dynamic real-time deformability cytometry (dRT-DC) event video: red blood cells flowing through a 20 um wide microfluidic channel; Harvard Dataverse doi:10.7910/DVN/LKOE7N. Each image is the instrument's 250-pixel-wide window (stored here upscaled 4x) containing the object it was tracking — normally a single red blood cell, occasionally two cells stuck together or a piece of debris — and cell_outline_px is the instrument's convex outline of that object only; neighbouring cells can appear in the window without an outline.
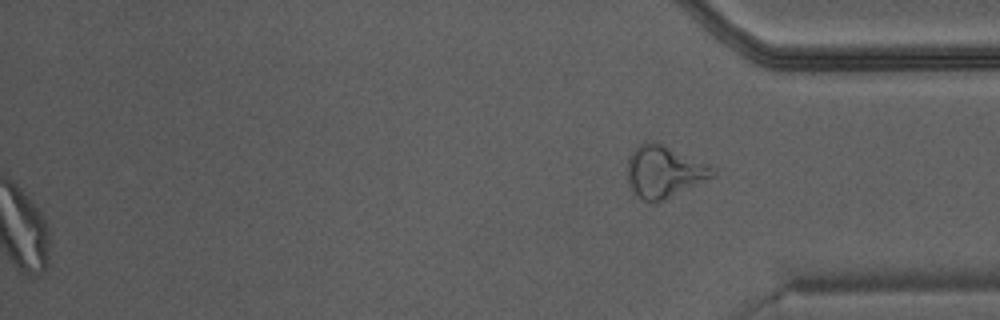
{"species": "Egyptian fruit bat (a non-hibernating species)", "species_latin": "Rousettus aegyptiacus", "temperature_condition": "warm", "stored_images_in_passage": 39, "segment_of_instrument_passage": [2, 2], "camera_frame_rate_fps": 3000, "um_per_image_px": 0.085, "animal": {"sex": "male"}, "frame": {"image": 1, "passage_image": 39, "time_ms": 12.667, "image_size_px": [1000, 320], "cell_outline_px": [[716, 176], [664, 200], [648, 204], [628, 184], [628, 160], [632, 152], [640, 144], [648, 140], [660, 144], [712, 164], [716, 168]], "centroid_in_image_um": [56.51, 14.6], "position_along_channel_um": 378.7, "area_um2": 25.78}}